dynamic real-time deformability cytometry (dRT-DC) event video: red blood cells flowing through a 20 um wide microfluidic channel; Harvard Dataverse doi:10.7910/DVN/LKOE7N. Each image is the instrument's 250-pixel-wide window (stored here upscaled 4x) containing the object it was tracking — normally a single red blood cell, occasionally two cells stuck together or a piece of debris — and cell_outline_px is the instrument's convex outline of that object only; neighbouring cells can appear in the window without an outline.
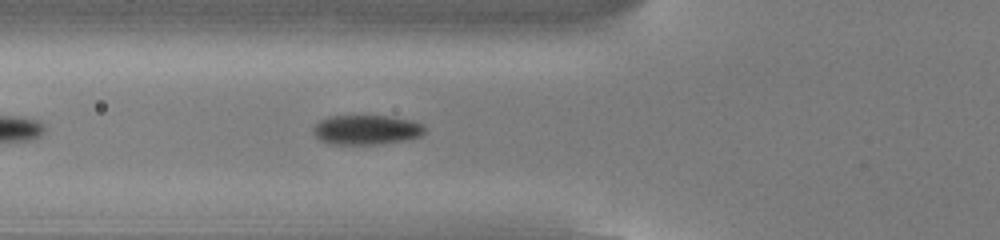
{"species": "common noctule bat (a hibernating species)", "species_latin": "Nyctalus noctula", "temperature_condition": "cold", "stored_images_in_passage": 21, "camera_frame_rate_fps": 3000, "um_per_image_px": 0.085, "animal": {"sex": "male", "body_mass_g": 13.0, "forearm_length_mm": 53.1}, "frame": {"image": 1, "passage_image": 7, "time_ms": 2.0, "image_size_px": [1000, 240], "cell_outline_px": [[424, 132], [420, 136], [408, 140], [376, 144], [328, 144], [320, 140], [316, 136], [312, 128], [320, 120], [328, 116], [388, 116], [412, 120], [424, 124]], "centroid_in_image_um": [31.15, 11.03], "position_along_channel_um": 94.7, "area_um2": 19.31}}
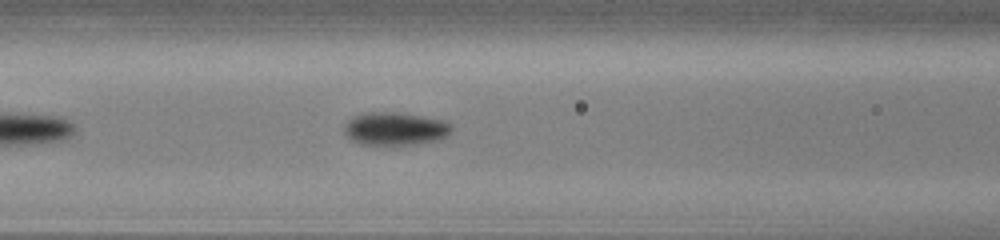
{"frame": {"image": 2, "passage_image": 10, "time_ms": 3.0, "image_size_px": [1000, 240], "cell_outline_px": [[452, 132], [440, 140], [408, 144], [360, 144], [352, 140], [344, 132], [344, 128], [348, 120], [352, 116], [364, 112], [400, 112], [424, 116], [444, 120], [452, 128]], "centroid_in_image_um": [33.58, 10.92], "position_along_channel_um": 133.0, "area_um2": 20.63}}